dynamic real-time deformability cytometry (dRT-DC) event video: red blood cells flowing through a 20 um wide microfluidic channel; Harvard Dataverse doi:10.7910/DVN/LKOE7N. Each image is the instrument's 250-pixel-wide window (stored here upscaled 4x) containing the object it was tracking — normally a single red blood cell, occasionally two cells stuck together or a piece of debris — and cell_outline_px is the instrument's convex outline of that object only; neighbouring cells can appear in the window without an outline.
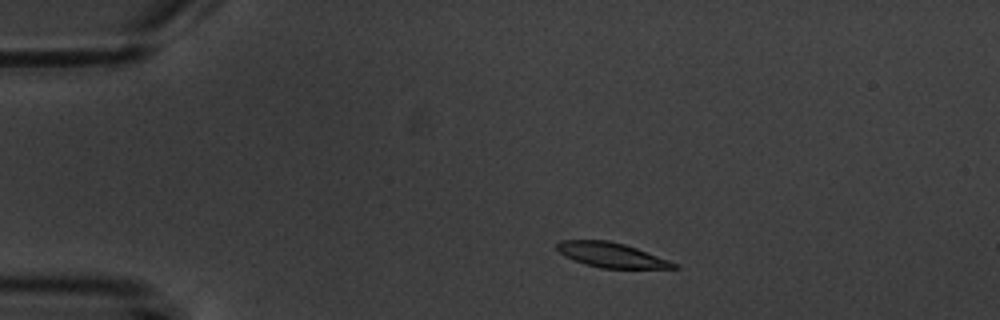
{"species": "common noctule bat (a hibernating species)", "species_latin": "Nyctalus noctula", "temperature_condition": "warm", "stored_images_in_passage": 4, "camera_frame_rate_fps": 3000, "um_per_image_px": 0.085, "animal": {"sex": "male", "body_mass_g": 20.1, "forearm_length_mm": 53.5}, "frame": {"image": 1, "passage_image": 1, "time_ms": 0.0, "image_size_px": [1000, 320], "cell_outline_px": [[680, 268], [600, 268], [584, 264], [560, 252], [556, 248], [556, 244], [560, 240], [608, 240], [624, 244], [636, 248], [680, 264]], "centroid_in_image_um": [52.0, 21.67], "position_along_channel_um": 33.0, "area_um2": 16.7}}
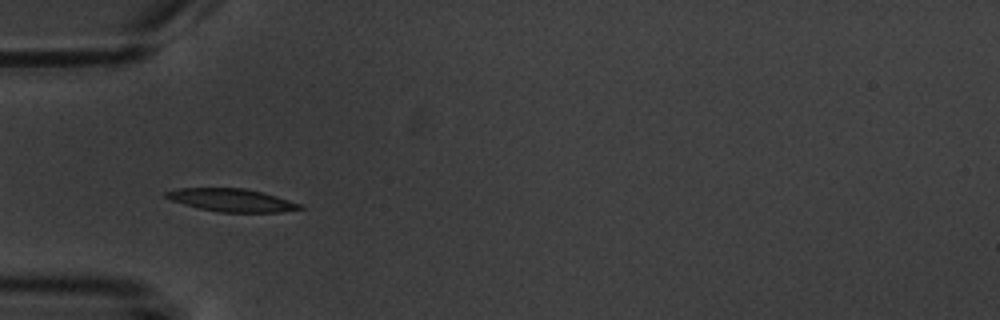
{"frame": {"image": 2, "passage_image": 3, "time_ms": 2.333, "image_size_px": [1000, 320], "cell_outline_px": [[304, 208], [280, 212], [220, 212], [200, 208], [184, 204], [172, 200], [164, 196], [164, 192], [180, 188], [244, 188], [264, 192], [304, 204]], "centroid_in_image_um": [19.75, 17.01], "position_along_channel_um": 65.2, "area_um2": 17.86}}